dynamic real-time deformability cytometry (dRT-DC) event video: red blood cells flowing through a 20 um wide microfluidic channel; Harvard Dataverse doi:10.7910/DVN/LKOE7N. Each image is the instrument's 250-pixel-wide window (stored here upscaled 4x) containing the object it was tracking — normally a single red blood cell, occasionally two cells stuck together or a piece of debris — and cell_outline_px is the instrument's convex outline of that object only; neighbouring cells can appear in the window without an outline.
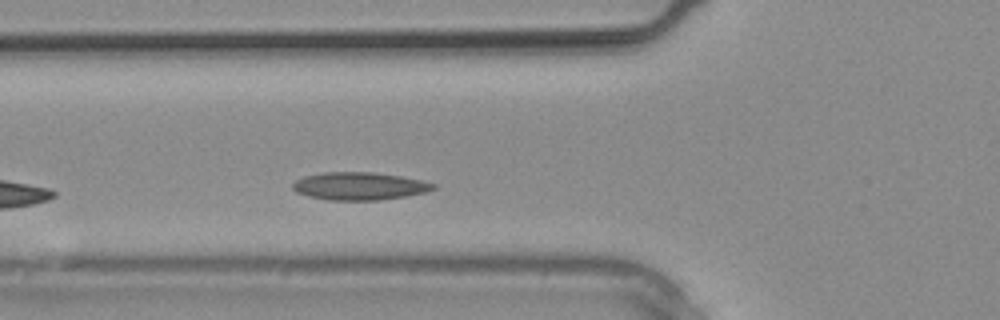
{"species": "common noctule bat (a hibernating species)", "species_latin": "Nyctalus noctula", "temperature_condition": "warm", "stored_images_in_passage": 3, "camera_frame_rate_fps": 3000, "um_per_image_px": 0.085, "animal": {"sex": "male", "body_mass_g": 20.4}, "frame": {"image": 1, "passage_image": 3, "time_ms": 0.667, "image_size_px": [1000, 320], "cell_outline_px": [[436, 188], [428, 192], [380, 200], [328, 200], [308, 196], [296, 192], [292, 188], [292, 184], [296, 180], [304, 176], [324, 172], [372, 172], [400, 176], [420, 180], [436, 184]], "centroid_in_image_um": [30.54, 15.82], "position_along_channel_um": 95.3, "area_um2": 22.72}}